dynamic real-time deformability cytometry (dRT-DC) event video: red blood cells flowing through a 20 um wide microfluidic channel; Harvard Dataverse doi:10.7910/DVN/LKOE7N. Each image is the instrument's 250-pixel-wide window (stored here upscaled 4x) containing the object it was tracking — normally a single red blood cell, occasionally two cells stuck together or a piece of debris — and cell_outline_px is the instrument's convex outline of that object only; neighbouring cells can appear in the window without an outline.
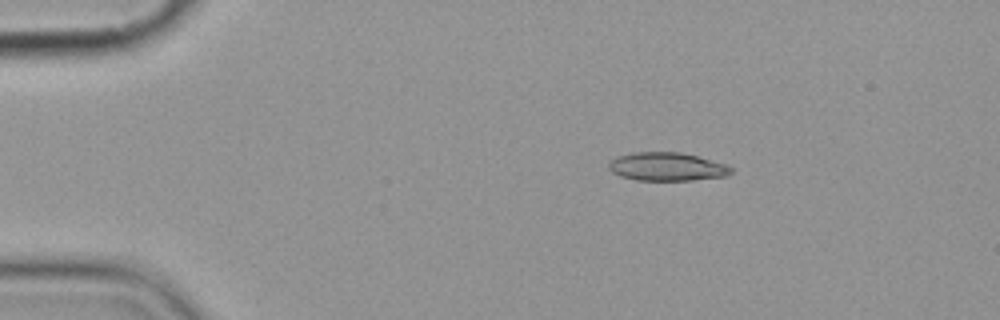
{"species": "common noctule bat (a hibernating species)", "species_latin": "Nyctalus noctula", "temperature_condition": "cold", "stored_images_in_passage": 4, "camera_frame_rate_fps": 3000, "um_per_image_px": 0.085, "animal": {"sex": "female", "body_mass_g": 19.9}, "frame": {"image": 1, "passage_image": 3, "time_ms": 2.0, "image_size_px": [1000, 320], "cell_outline_px": [[732, 172], [724, 176], [692, 180], [636, 180], [620, 176], [612, 172], [608, 168], [608, 164], [612, 160], [620, 156], [632, 152], [680, 152], [728, 164], [732, 168]], "centroid_in_image_um": [56.69, 14.17], "position_along_channel_um": 28.3, "area_um2": 20.11}}